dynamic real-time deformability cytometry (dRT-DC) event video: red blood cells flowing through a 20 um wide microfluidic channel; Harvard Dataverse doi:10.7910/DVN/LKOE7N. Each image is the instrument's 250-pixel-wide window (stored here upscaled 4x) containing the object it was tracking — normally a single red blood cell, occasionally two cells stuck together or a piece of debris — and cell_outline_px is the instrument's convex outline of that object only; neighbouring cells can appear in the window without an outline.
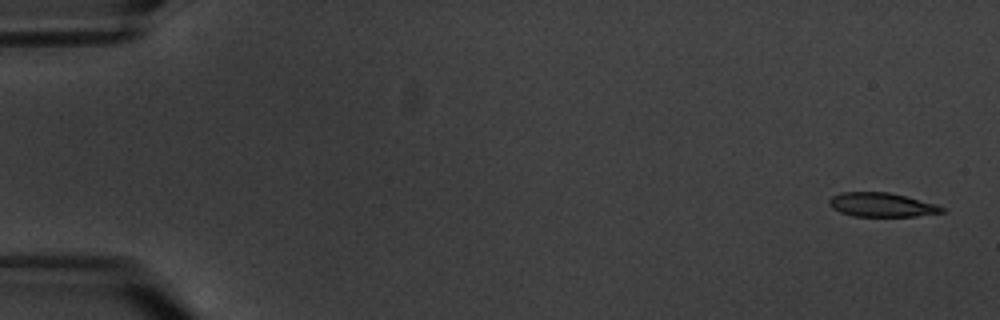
{"species": "common noctule bat (a hibernating species)", "species_latin": "Nyctalus noctula", "temperature_condition": "warm", "stored_images_in_passage": 4, "camera_frame_rate_fps": 3000, "um_per_image_px": 0.085, "animal": {"sex": "male", "body_mass_g": 20.1, "forearm_length_mm": 53.5}, "frame": {"image": 1, "passage_image": 1, "time_ms": 0.0, "image_size_px": [1000, 320], "cell_outline_px": [[944, 212], [916, 216], [852, 216], [840, 212], [832, 208], [828, 204], [828, 200], [832, 196], [840, 192], [888, 192], [936, 204], [944, 208]], "centroid_in_image_um": [74.89, 17.41], "position_along_channel_um": 10.1, "area_um2": 15.72}}